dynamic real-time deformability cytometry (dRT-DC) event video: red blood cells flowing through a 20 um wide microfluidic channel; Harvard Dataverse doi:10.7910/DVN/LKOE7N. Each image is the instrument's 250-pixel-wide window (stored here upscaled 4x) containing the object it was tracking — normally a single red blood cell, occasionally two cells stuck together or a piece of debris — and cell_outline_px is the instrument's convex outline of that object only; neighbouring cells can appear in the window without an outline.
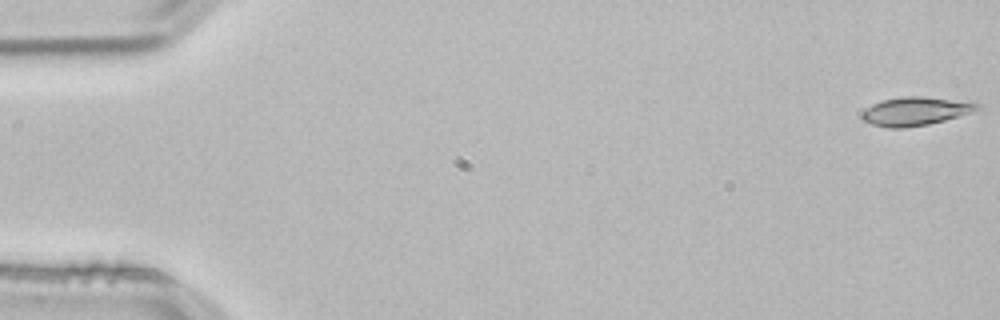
{"species": "common noctule bat (a hibernating species)", "species_latin": "Nyctalus noctula", "temperature_condition": "room temperature", "stored_images_in_passage": 19, "camera_frame_rate_fps": 3000, "um_per_image_px": 0.085, "animal": {"sex": "male", "body_mass_g": 21.5, "forearm_length_mm": 52.0}, "frame": {"image": 1, "passage_image": 1, "time_ms": 0.0, "image_size_px": [1000, 320], "cell_outline_px": [[984, 108], [972, 112], [944, 120], [928, 124], [904, 128], [888, 128], [872, 124], [864, 120], [860, 116], [860, 112], [872, 104], [884, 100], [904, 96], [920, 96], [980, 104]], "centroid_in_image_um": [77.77, 9.46], "position_along_channel_um": 7.2, "area_um2": 18.9}}
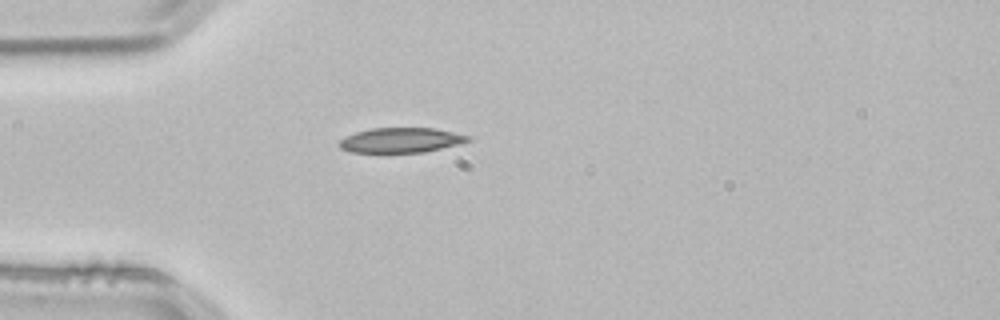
{"frame": {"image": 2, "passage_image": 15, "time_ms": 4.667, "image_size_px": [1000, 320], "cell_outline_px": [[472, 140], [460, 144], [424, 152], [352, 152], [340, 148], [336, 144], [344, 136], [356, 132], [372, 128], [436, 128], [472, 136]], "centroid_in_image_um": [34.1, 11.91], "position_along_channel_um": 50.9, "area_um2": 18.84}}